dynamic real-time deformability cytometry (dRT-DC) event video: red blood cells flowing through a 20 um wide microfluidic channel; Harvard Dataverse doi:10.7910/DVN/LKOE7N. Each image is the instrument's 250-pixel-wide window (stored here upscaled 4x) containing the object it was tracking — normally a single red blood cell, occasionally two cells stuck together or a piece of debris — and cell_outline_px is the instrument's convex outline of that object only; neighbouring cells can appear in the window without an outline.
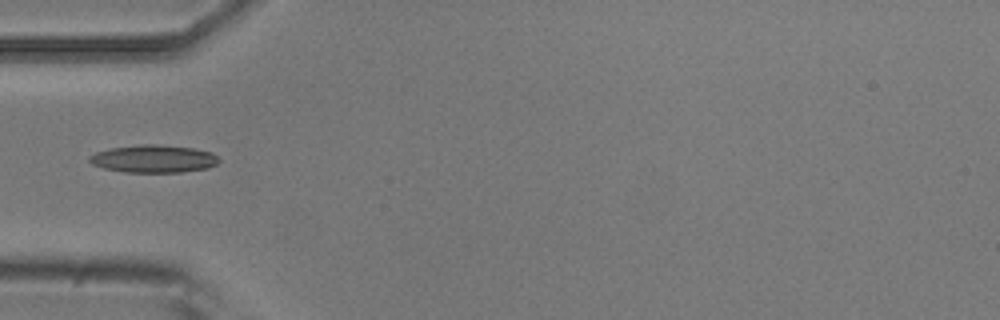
{"species": "common noctule bat (a hibernating species)", "species_latin": "Nyctalus noctula", "temperature_condition": "room temperature", "stored_images_in_passage": 10, "camera_frame_rate_fps": 3000, "um_per_image_px": 0.085, "animal": {"sex": "male", "body_mass_g": 20.5, "forearm_length_mm": 52.5}, "frame": {"image": 1, "passage_image": 1, "time_ms": 0.0, "image_size_px": [1000, 320], "cell_outline_px": [[220, 160], [216, 164], [208, 168], [180, 172], [124, 172], [104, 168], [92, 164], [88, 160], [88, 156], [96, 152], [112, 148], [140, 144], [156, 144], [192, 148], [212, 152]], "centroid_in_image_um": [13.04, 13.49], "position_along_channel_um": 72.0, "area_um2": 20.81}}
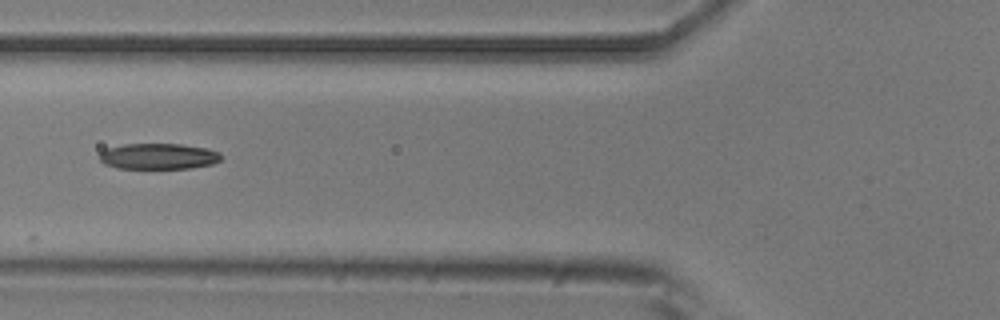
{"frame": {"image": 2, "passage_image": 4, "time_ms": 1.0, "image_size_px": [1000, 320], "cell_outline_px": [[220, 160], [212, 164], [192, 168], [116, 168], [104, 164], [100, 160], [100, 152], [108, 148], [124, 144], [180, 144], [208, 148], [220, 152]], "centroid_in_image_um": [13.47, 13.28], "position_along_channel_um": 112.3, "area_um2": 18.32}}